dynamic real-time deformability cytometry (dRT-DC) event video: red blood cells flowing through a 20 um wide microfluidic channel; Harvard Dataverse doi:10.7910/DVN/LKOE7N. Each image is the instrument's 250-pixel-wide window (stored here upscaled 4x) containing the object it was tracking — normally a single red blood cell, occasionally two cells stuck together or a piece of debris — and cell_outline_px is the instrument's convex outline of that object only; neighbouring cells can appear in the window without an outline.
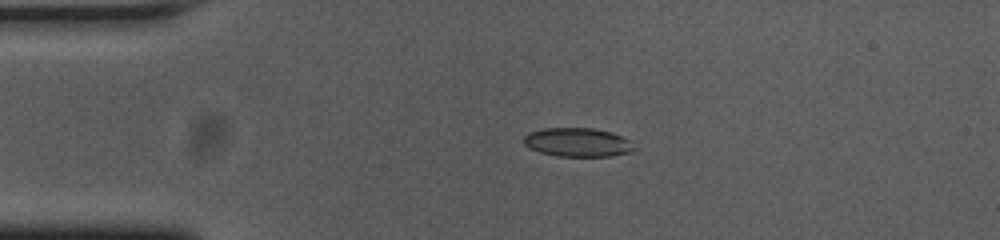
{"species": "common noctule bat (a hibernating species)", "species_latin": "Nyctalus noctula", "temperature_condition": "cold", "stored_images_in_passage": 39, "camera_frame_rate_fps": 3000, "um_per_image_px": 0.085, "animal": {"sex": "female", "body_mass_g": 23.0, "forearm_length_mm": 53.4}, "frame": {"image": 1, "passage_image": 3, "time_ms": 0.667, "image_size_px": [1000, 240], "cell_outline_px": [[636, 148], [628, 152], [612, 156], [560, 156], [540, 152], [524, 144], [524, 136], [528, 132], [544, 128], [592, 128], [612, 132], [632, 140]], "centroid_in_image_um": [49.14, 12.08], "position_along_channel_um": 35.9, "area_um2": 18.55}}
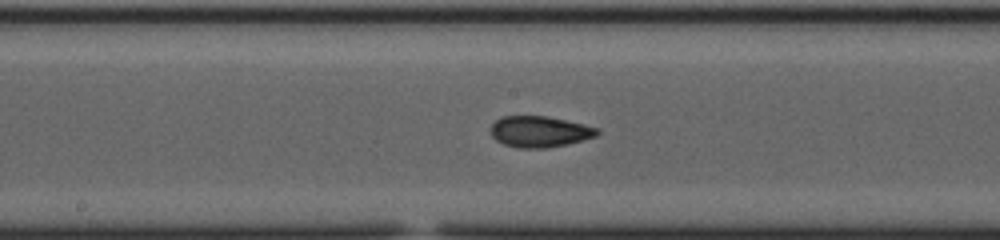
{"frame": {"image": 2, "passage_image": 19, "time_ms": 6.0, "image_size_px": [1000, 240], "cell_outline_px": [[600, 132], [596, 136], [568, 144], [548, 148], [520, 148], [504, 144], [496, 140], [492, 136], [492, 124], [496, 120], [504, 116], [548, 116], [584, 124], [600, 128]], "centroid_in_image_um": [45.91, 11.19], "position_along_channel_um": 202.3, "area_um2": 19.31}}
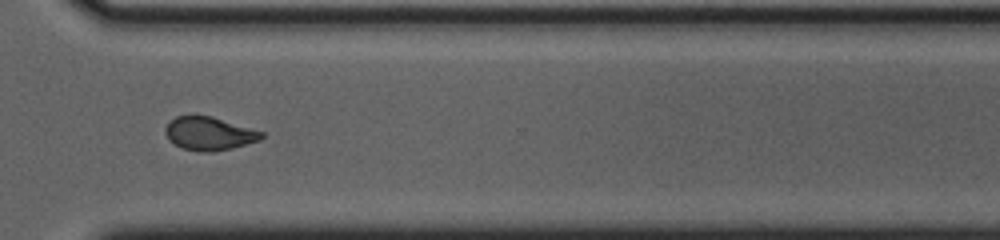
{"frame": {"image": 3, "passage_image": 31, "time_ms": 10.0, "image_size_px": [1000, 240], "cell_outline_px": [[264, 136], [260, 140], [232, 148], [208, 152], [200, 152], [184, 148], [168, 140], [164, 132], [164, 128], [176, 116], [212, 116], [264, 132]], "centroid_in_image_um": [17.78, 11.35], "position_along_channel_um": 352.8, "area_um2": 18.5}, "authors_computed_cell_mechanics": {"area_um2": 18.785, "velocity_mm_per_s": 3.7621, "shape_relaxation_time_tau1_ms": 9.8521, "shape_relaxation_time_tau2_ms": 1.9058, "deformation_change_tau1": 0.1903, "deformation_change_tau2": 0.0647}}